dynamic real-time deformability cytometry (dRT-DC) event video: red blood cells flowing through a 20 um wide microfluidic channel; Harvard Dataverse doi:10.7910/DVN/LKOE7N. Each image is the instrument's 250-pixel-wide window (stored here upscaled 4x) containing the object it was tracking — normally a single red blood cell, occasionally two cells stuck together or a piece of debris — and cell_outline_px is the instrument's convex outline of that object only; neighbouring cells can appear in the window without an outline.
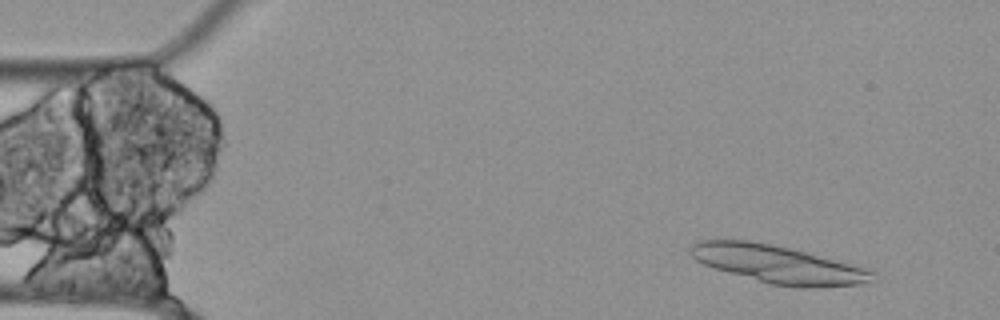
{"species": "Egyptian fruit bat (a non-hibernating species)", "species_latin": "Rousettus aegyptiacus", "temperature_condition": "cold", "stored_images_in_passage": 15, "camera_frame_rate_fps": 3000, "um_per_image_px": 0.085, "animal": {"sex": "female"}, "frame": {"image": 1, "passage_image": 5, "time_ms": 1.333, "image_size_px": [1000, 320], "cell_outline_px": [[872, 272], [868, 280], [856, 284], [812, 288], [800, 288], [772, 284], [716, 268], [704, 264], [696, 260], [688, 252], [688, 248], [692, 244], [700, 240], [748, 240], [788, 248], [868, 268]], "centroid_in_image_um": [66.05, 22.45], "position_along_channel_um": 18.9, "area_um2": 39.07}}